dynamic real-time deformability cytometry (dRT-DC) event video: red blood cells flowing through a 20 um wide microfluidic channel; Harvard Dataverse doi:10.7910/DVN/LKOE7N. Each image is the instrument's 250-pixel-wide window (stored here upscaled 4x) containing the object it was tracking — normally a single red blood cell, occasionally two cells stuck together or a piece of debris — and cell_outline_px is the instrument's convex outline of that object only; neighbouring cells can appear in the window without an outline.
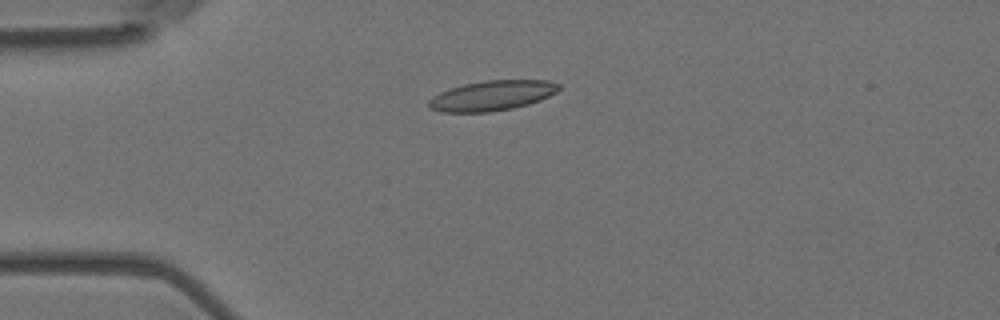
{"species": "Egyptian fruit bat (a non-hibernating species)", "species_latin": "Rousettus aegyptiacus", "temperature_condition": "room temperature", "stored_images_in_passage": 3, "camera_frame_rate_fps": 3000, "um_per_image_px": 0.085, "animal": {"sex": "female"}, "frame": {"image": 1, "passage_image": 2, "time_ms": 0.333, "image_size_px": [1000, 320], "cell_outline_px": [[560, 88], [556, 92], [540, 100], [528, 104], [512, 108], [488, 112], [440, 112], [428, 108], [428, 100], [432, 96], [448, 88], [464, 84], [484, 80], [548, 80], [560, 84]], "centroid_in_image_um": [41.78, 8.12], "position_along_channel_um": 43.2, "area_um2": 22.89}}